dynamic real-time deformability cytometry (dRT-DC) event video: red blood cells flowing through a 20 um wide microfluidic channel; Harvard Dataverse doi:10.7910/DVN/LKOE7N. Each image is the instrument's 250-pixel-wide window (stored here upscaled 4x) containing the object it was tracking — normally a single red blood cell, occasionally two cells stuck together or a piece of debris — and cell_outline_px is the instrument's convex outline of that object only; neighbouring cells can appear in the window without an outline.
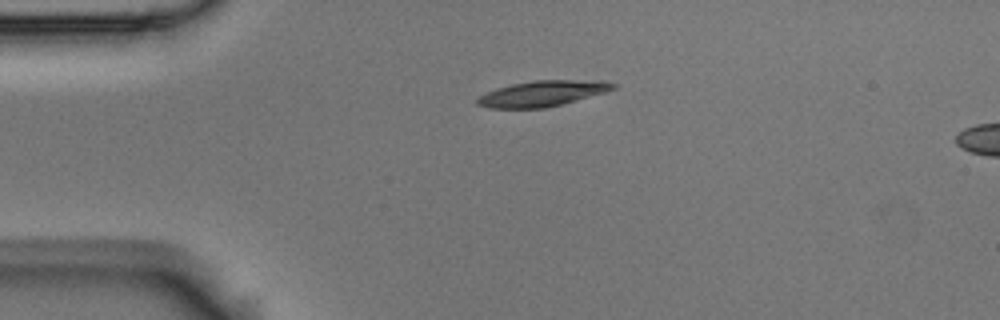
{"species": "Egyptian fruit bat (a non-hibernating species)", "species_latin": "Rousettus aegyptiacus", "temperature_condition": "room temperature", "stored_images_in_passage": 3, "segment_of_instrument_passage": [1, 2], "camera_frame_rate_fps": 3000, "um_per_image_px": 0.085, "animal": {"sex": "male"}, "frame": {"image": 1, "passage_image": 1, "time_ms": 0.0, "image_size_px": [1000, 320], "cell_outline_px": [[616, 88], [604, 92], [560, 104], [544, 108], [488, 108], [476, 104], [476, 100], [480, 96], [496, 88], [512, 84], [536, 80], [604, 80], [616, 84]], "centroid_in_image_um": [46.09, 7.94], "position_along_channel_um": 38.9, "area_um2": 20.06}}